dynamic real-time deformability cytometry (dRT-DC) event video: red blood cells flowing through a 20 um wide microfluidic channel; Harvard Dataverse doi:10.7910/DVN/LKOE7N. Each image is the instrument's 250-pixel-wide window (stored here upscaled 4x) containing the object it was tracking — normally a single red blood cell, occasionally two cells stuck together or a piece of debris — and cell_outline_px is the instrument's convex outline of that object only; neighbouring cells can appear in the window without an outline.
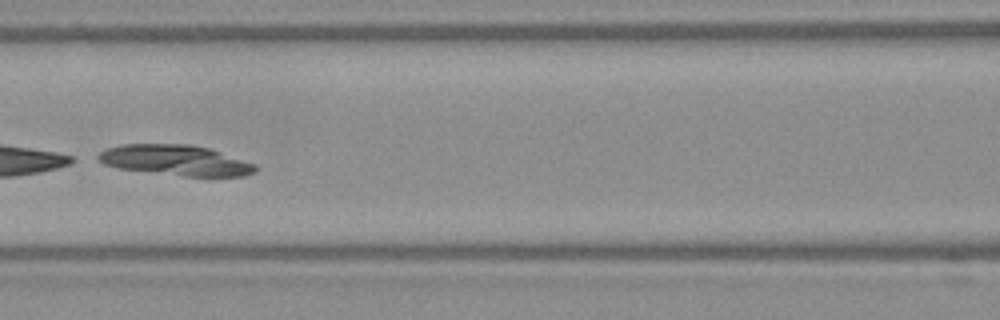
{"species": "Egyptian fruit bat (a non-hibernating species)", "species_latin": "Rousettus aegyptiacus", "temperature_condition": "warm", "stored_images_in_passage": 52, "camera_frame_rate_fps": 3000, "um_per_image_px": 0.085, "frame": {"image": 1, "passage_image": 24, "time_ms": 7.667, "image_size_px": [1000, 320], "cell_outline_px": [[260, 168], [256, 172], [244, 176], [212, 180], [208, 180], [120, 168], [104, 164], [92, 156], [104, 148], [120, 144], [192, 144], [208, 148], [256, 164]], "centroid_in_image_um": [14.99, 13.67], "position_along_channel_um": 151.6, "area_um2": 29.3}}
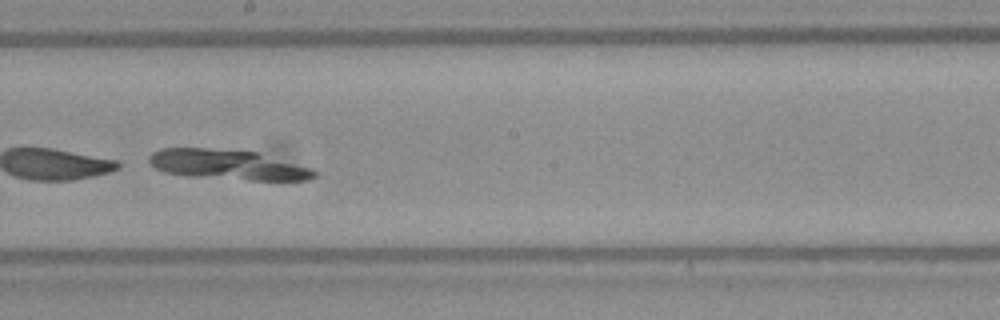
{"frame": {"image": 2, "passage_image": 30, "time_ms": 9.667, "image_size_px": [1000, 320], "cell_outline_px": [[320, 172], [312, 180], [248, 180], [188, 176], [164, 172], [156, 168], [148, 160], [148, 156], [152, 152], [160, 148], [204, 148], [256, 152], [312, 168]], "centroid_in_image_um": [19.38, 14.01], "position_along_channel_um": 228.8, "area_um2": 28.96}}